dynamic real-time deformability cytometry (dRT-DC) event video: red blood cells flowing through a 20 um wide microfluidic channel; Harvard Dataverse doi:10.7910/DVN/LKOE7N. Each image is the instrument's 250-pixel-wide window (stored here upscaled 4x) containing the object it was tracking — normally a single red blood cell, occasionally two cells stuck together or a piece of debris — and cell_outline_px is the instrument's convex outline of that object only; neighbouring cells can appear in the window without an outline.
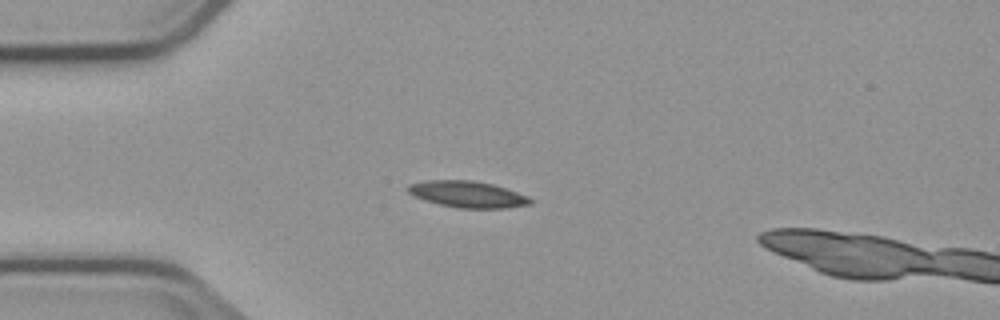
{"species": "common noctule bat (a hibernating species)", "species_latin": "Nyctalus noctula", "temperature_condition": "cold", "stored_images_in_passage": 7, "camera_frame_rate_fps": 3000, "um_per_image_px": 0.085, "animal": {"sex": "male", "body_mass_g": 23.1, "forearm_length_mm": 52.7}, "frame": {"image": 1, "passage_image": 3, "time_ms": 3.333, "image_size_px": [1000, 320], "cell_outline_px": [[532, 204], [508, 208], [460, 208], [440, 204], [424, 200], [408, 192], [404, 188], [408, 184], [424, 180], [472, 180], [492, 184], [528, 196], [532, 200]], "centroid_in_image_um": [39.71, 16.51], "position_along_channel_um": 45.3, "area_um2": 18.84}}
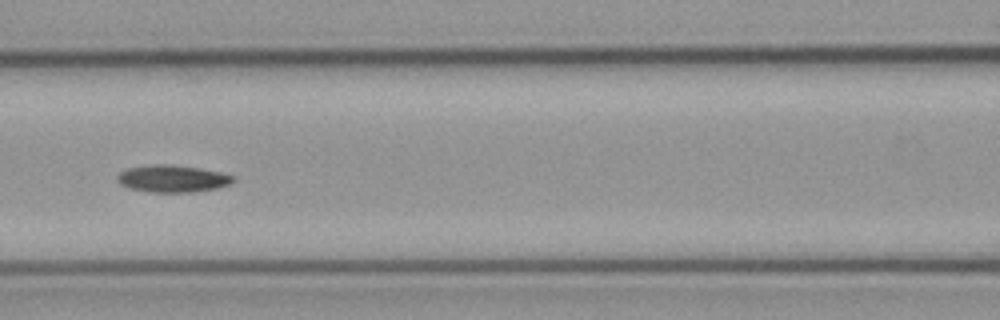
{"frame": {"image": 2, "passage_image": 6, "time_ms": 6.667, "image_size_px": [1000, 320], "cell_outline_px": [[236, 180], [232, 184], [216, 188], [196, 192], [148, 192], [128, 188], [120, 184], [116, 180], [116, 176], [120, 172], [128, 168], [152, 164], [168, 164], [200, 168], [220, 172], [236, 176]], "centroid_in_image_um": [14.68, 15.19], "position_along_channel_um": 151.9, "area_um2": 18.61}}
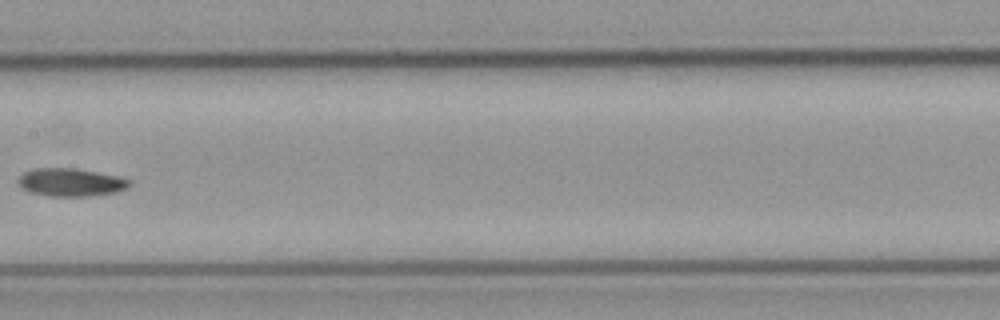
{"frame": {"image": 3, "passage_image": 7, "time_ms": 8.0, "image_size_px": [1000, 320], "cell_outline_px": [[132, 184], [116, 192], [88, 196], [52, 196], [32, 192], [20, 188], [16, 184], [16, 180], [24, 172], [36, 168], [76, 168], [116, 176], [132, 180]], "centroid_in_image_um": [5.97, 15.49], "position_along_channel_um": 201.4, "area_um2": 18.09}}